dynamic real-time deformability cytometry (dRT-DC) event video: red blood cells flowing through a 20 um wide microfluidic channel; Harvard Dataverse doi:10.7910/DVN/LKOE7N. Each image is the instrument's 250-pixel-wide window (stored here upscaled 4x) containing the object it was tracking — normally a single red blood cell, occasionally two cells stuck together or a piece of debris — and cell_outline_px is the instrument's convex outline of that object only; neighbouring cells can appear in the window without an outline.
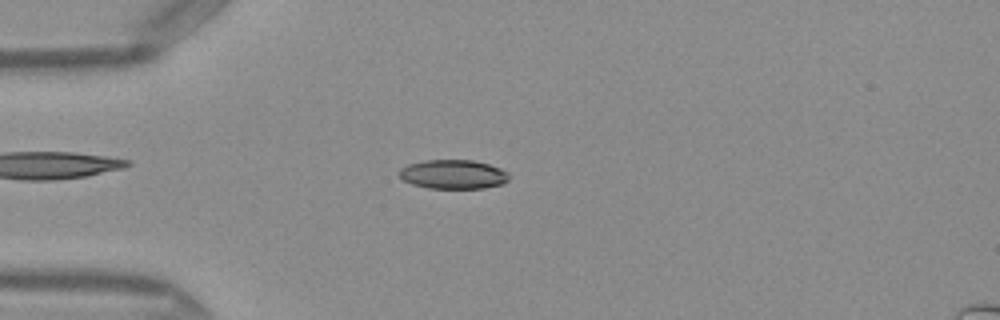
{"species": "Egyptian fruit bat (a non-hibernating species)", "species_latin": "Rousettus aegyptiacus", "temperature_condition": "warm", "stored_images_in_passage": 49, "camera_frame_rate_fps": 3000, "um_per_image_px": 0.085, "frame": {"image": 1, "passage_image": 13, "time_ms": 4.0, "image_size_px": [1000, 320], "cell_outline_px": [[508, 180], [504, 184], [484, 188], [428, 188], [412, 184], [404, 180], [396, 172], [400, 168], [408, 164], [424, 160], [472, 160], [488, 164], [500, 168], [508, 172]], "centroid_in_image_um": [38.51, 14.81], "position_along_channel_um": 46.5, "area_um2": 18.73}}
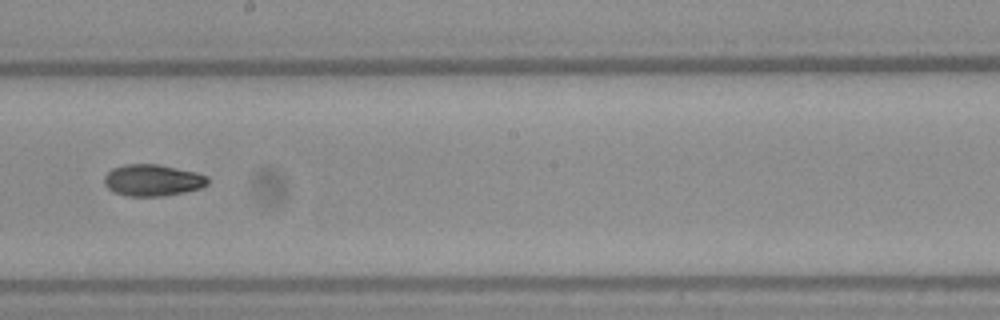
{"frame": {"image": 2, "passage_image": 28, "time_ms": 9.0, "image_size_px": [1000, 320], "cell_outline_px": [[208, 184], [200, 188], [184, 192], [164, 196], [128, 196], [116, 192], [108, 188], [104, 184], [104, 176], [112, 168], [124, 164], [156, 164], [196, 172], [208, 176]], "centroid_in_image_um": [12.97, 15.31], "position_along_channel_um": 235.2, "area_um2": 19.02}}
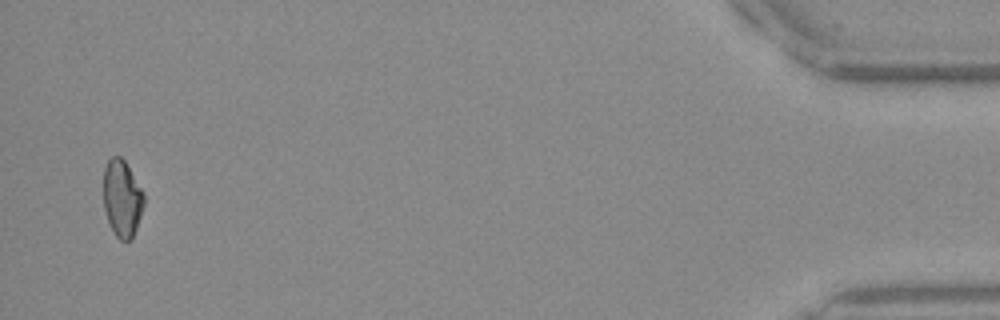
{"frame": {"image": 3, "passage_image": 48, "time_ms": 15.667, "image_size_px": [1000, 320], "cell_outline_px": [[144, 204], [132, 240], [120, 240], [116, 236], [108, 220], [104, 208], [104, 168], [108, 160], [112, 156], [120, 156], [124, 160], [144, 192]], "centroid_in_image_um": [10.38, 16.85], "position_along_channel_um": 424.8, "area_um2": 17.98}}